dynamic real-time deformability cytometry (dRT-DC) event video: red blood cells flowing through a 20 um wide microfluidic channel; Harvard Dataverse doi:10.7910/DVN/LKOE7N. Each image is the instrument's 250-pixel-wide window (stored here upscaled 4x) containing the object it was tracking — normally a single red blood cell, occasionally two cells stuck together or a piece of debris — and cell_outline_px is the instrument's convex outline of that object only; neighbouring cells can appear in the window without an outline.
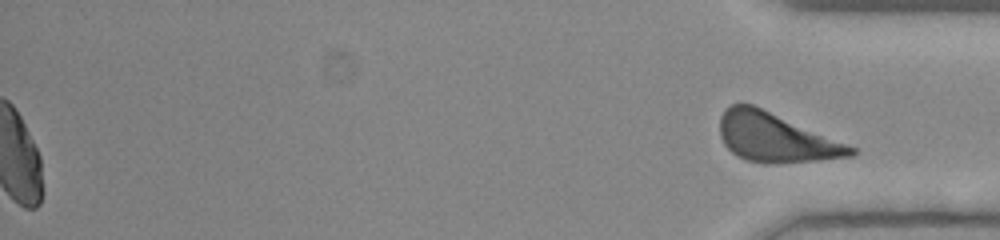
{"species": "human", "species_latin": "Homo sapiens", "temperature_condition": "room temperature", "stored_images_in_passage": 52, "segment_of_instrument_passage": [2, 2], "camera_frame_rate_fps": 3000, "um_per_image_px": 0.085, "donor": {"sex": "female"}, "frame": {"image": 1, "passage_image": 52, "time_ms": 17.0, "image_size_px": [1000, 240], "cell_outline_px": [[860, 152], [856, 156], [820, 160], [768, 164], [764, 164], [744, 160], [736, 156], [724, 144], [720, 136], [720, 116], [732, 104], [752, 104], [856, 148]], "centroid_in_image_um": [65.93, 11.73], "position_along_channel_um": 369.3, "area_um2": 37.17}}